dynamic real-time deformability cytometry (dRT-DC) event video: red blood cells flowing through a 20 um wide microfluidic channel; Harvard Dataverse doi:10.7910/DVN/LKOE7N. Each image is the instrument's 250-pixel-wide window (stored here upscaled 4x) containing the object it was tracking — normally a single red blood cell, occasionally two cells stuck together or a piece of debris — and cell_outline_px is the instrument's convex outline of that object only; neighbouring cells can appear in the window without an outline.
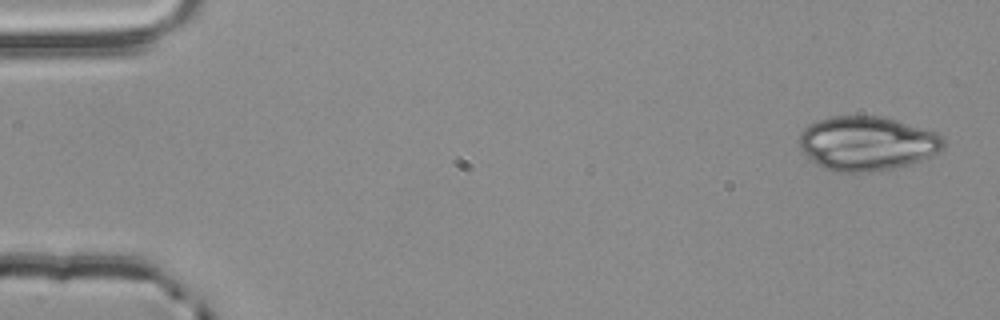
{"species": "common noctule bat (a hibernating species)", "species_latin": "Nyctalus noctula", "temperature_condition": "room temperature", "stored_images_in_passage": 4, "camera_frame_rate_fps": 3000, "um_per_image_px": 0.085, "animal": {"sex": "male", "body_mass_g": 20.4}, "frame": {"image": 1, "passage_image": 1, "time_ms": 0.0, "image_size_px": [1000, 320], "cell_outline_px": [[944, 148], [920, 160], [908, 164], [892, 168], [864, 172], [832, 172], [816, 164], [800, 148], [796, 140], [800, 132], [808, 124], [832, 116], [880, 116], [896, 120], [936, 132], [944, 136]], "centroid_in_image_um": [73.65, 12.18], "position_along_channel_um": 11.4, "area_um2": 45.55}}